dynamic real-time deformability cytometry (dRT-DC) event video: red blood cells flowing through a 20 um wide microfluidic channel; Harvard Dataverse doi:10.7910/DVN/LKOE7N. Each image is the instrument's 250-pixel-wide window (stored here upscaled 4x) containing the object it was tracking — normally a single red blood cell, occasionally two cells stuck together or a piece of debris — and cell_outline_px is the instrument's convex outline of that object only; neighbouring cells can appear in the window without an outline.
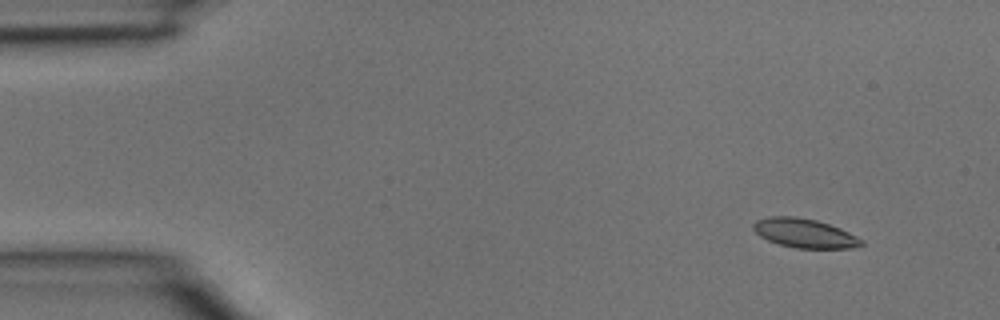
{"species": "common noctule bat (a hibernating species)", "species_latin": "Nyctalus noctula", "temperature_condition": "room temperature", "stored_images_in_passage": 3, "camera_frame_rate_fps": 3000, "um_per_image_px": 0.085, "animal": {"sex": "male", "body_mass_g": 15.6}, "frame": {"image": 1, "passage_image": 1, "time_ms": 0.0, "image_size_px": [1000, 320], "cell_outline_px": [[864, 244], [852, 248], [796, 248], [780, 244], [768, 240], [760, 236], [752, 228], [752, 224], [756, 220], [768, 216], [796, 216], [816, 220], [840, 228], [864, 240]], "centroid_in_image_um": [68.37, 19.81], "position_along_channel_um": 16.6, "area_um2": 18.32}}